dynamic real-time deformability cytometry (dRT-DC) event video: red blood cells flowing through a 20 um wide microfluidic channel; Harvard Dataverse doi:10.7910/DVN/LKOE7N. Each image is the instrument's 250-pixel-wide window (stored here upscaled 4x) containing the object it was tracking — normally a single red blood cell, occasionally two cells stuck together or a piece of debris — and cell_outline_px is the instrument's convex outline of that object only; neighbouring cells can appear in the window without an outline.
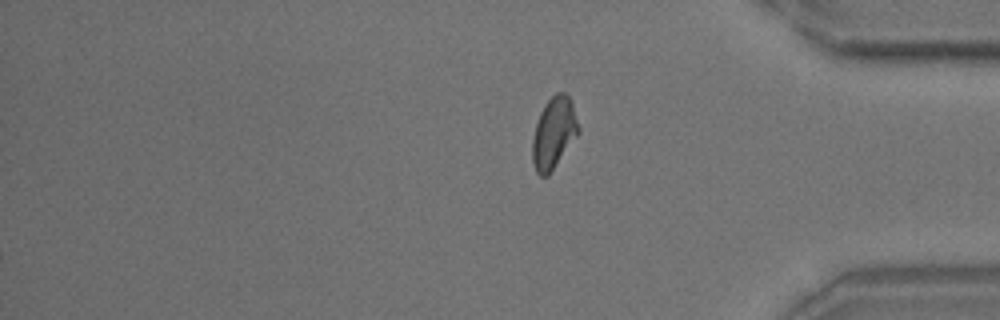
{"species": "common noctule bat (a hibernating species)", "species_latin": "Nyctalus noctula", "temperature_condition": "room temperature", "stored_images_in_passage": 16, "segment_of_instrument_passage": [2, 2], "camera_frame_rate_fps": 3000, "um_per_image_px": 0.085, "animal": {"sex": "male", "body_mass_g": 18.8}, "frame": {"image": 1, "passage_image": 16, "time_ms": 5.0, "image_size_px": [1000, 320], "cell_outline_px": [[580, 132], [548, 176], [540, 176], [536, 172], [532, 160], [532, 140], [536, 124], [540, 112], [544, 104], [556, 92], [564, 92], [568, 96], [572, 104], [580, 128]], "centroid_in_image_um": [47.07, 11.31], "position_along_channel_um": 388.1, "area_um2": 19.13}}